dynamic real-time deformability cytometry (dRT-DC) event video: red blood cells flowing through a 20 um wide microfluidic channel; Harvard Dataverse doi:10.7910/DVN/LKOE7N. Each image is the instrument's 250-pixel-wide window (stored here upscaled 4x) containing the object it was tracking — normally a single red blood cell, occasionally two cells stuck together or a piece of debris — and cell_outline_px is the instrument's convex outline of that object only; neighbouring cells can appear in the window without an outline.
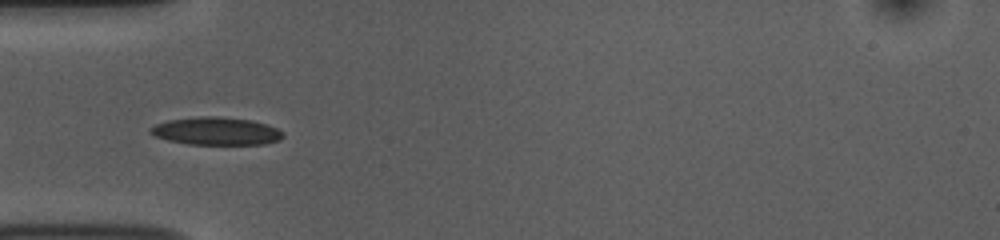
{"species": "common noctule bat (a hibernating species)", "species_latin": "Nyctalus noctula", "temperature_condition": "room temperature", "stored_images_in_passage": 4, "camera_frame_rate_fps": 3000, "um_per_image_px": 0.085, "animal": {"sex": "female", "body_mass_g": 10.0, "forearm_length_mm": 53.1}, "frame": {"image": 1, "passage_image": 2, "time_ms": 0.333, "image_size_px": [1000, 240], "cell_outline_px": [[284, 136], [280, 140], [264, 144], [188, 144], [168, 140], [156, 136], [148, 132], [148, 128], [156, 124], [168, 120], [200, 116], [220, 116], [252, 120], [268, 124], [284, 132]], "centroid_in_image_um": [18.39, 11.13], "position_along_channel_um": 66.6, "area_um2": 21.62}}